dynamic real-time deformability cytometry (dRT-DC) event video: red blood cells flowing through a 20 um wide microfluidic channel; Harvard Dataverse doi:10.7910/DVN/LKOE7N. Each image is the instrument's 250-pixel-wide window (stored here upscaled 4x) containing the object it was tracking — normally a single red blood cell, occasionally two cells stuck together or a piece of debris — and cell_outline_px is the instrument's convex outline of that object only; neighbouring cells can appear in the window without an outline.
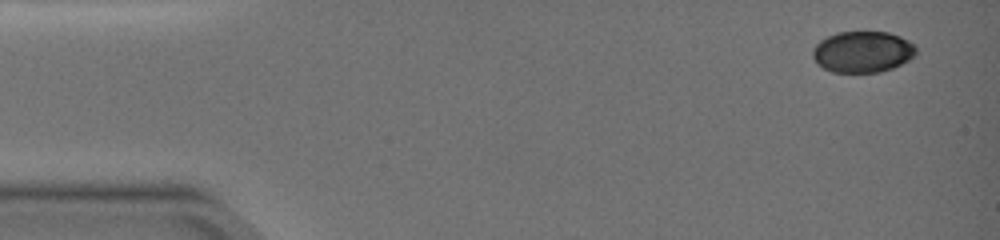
{"species": "common noctule bat (a hibernating species)", "species_latin": "Nyctalus noctula", "temperature_condition": "warm", "stored_images_in_passage": 7, "camera_frame_rate_fps": 3000, "um_per_image_px": 0.085, "animal": {"sex": "female", "body_mass_g": 19.0, "forearm_length_mm": 51.5}, "frame": {"image": 1, "passage_image": 1, "time_ms": 0.0, "image_size_px": [1000, 240], "cell_outline_px": [[916, 56], [892, 68], [880, 72], [832, 72], [816, 64], [812, 56], [812, 52], [816, 44], [820, 40], [836, 32], [888, 32], [900, 36], [908, 40], [916, 48]], "centroid_in_image_um": [73.31, 4.4], "position_along_channel_um": 11.7, "area_um2": 24.91}}
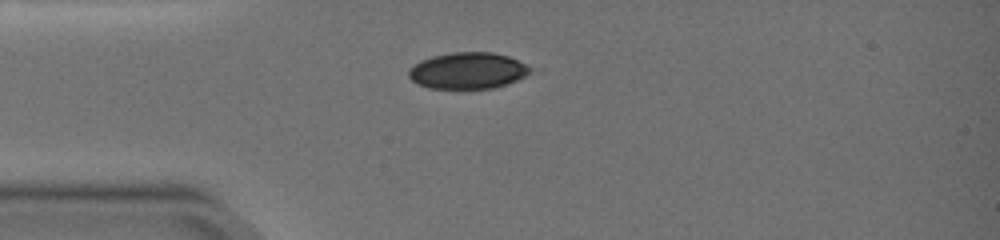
{"frame": {"image": 2, "passage_image": 6, "time_ms": 3.667, "image_size_px": [1000, 240], "cell_outline_px": [[532, 68], [524, 76], [508, 84], [496, 88], [468, 92], [456, 92], [428, 88], [412, 80], [408, 76], [408, 68], [412, 64], [420, 60], [432, 56], [452, 52], [492, 52], [508, 56]], "centroid_in_image_um": [39.69, 6.07], "position_along_channel_um": 45.3, "area_um2": 26.88}}